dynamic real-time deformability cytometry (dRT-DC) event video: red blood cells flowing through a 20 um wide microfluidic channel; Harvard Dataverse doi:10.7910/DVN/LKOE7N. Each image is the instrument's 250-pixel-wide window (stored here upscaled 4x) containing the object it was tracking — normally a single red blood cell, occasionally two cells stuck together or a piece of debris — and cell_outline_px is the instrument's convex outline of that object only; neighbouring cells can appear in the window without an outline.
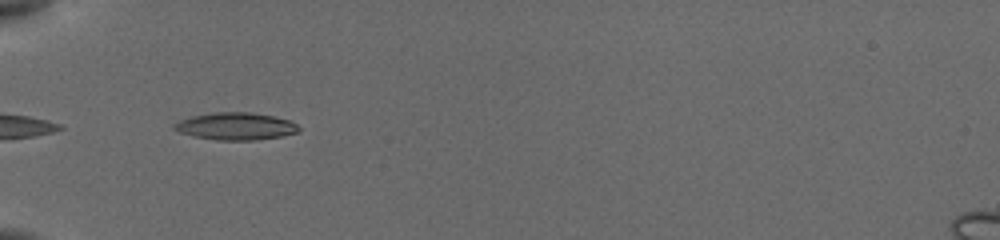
{"species": "common noctule bat (a hibernating species)", "species_latin": "Nyctalus noctula", "temperature_condition": "cold", "stored_images_in_passage": 4, "camera_frame_rate_fps": 3000, "um_per_image_px": 0.085, "animal": {"sex": "female", "body_mass_g": 19.5, "forearm_length_mm": 54.1}, "frame": {"image": 1, "passage_image": 1, "time_ms": 0.0, "image_size_px": [1000, 240], "cell_outline_px": [[300, 128], [296, 132], [280, 136], [256, 140], [216, 140], [192, 136], [180, 132], [172, 128], [172, 124], [180, 120], [192, 116], [216, 112], [248, 112], [272, 116], [292, 120]], "centroid_in_image_um": [20.01, 10.73], "position_along_channel_um": 65.0, "area_um2": 19.77}}
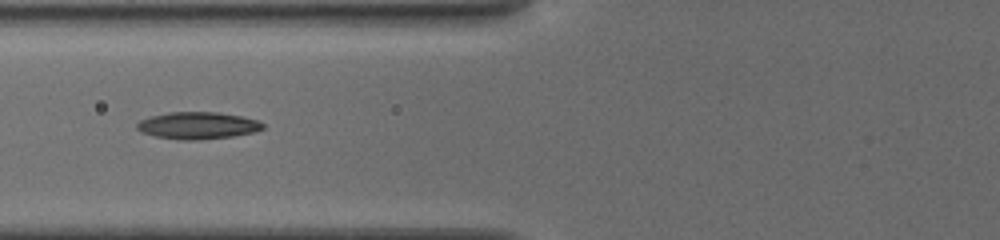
{"frame": {"image": 2, "passage_image": 3, "time_ms": 1.333, "image_size_px": [1000, 240], "cell_outline_px": [[264, 128], [252, 132], [232, 136], [196, 140], [180, 140], [156, 136], [140, 132], [136, 128], [136, 124], [140, 120], [152, 116], [168, 112], [216, 112], [240, 116], [256, 120], [264, 124]], "centroid_in_image_um": [16.76, 10.67], "position_along_channel_um": 109.0, "area_um2": 19.65}}